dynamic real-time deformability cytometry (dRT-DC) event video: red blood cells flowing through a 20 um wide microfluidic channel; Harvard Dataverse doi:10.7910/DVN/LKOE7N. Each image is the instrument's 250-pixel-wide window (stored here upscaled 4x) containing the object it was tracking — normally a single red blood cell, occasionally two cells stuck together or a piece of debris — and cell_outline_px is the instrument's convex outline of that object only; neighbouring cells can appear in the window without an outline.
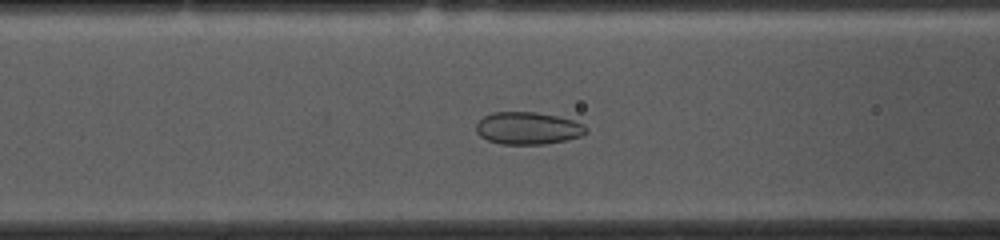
{"species": "common noctule bat (a hibernating species)", "species_latin": "Nyctalus noctula", "temperature_condition": "cold", "stored_images_in_passage": 53, "camera_frame_rate_fps": 3000, "um_per_image_px": 0.085, "animal": {"sex": "female", "body_mass_g": 10.0, "forearm_length_mm": 53.1}, "frame": {"image": 1, "passage_image": 20, "time_ms": 6.333, "image_size_px": [1000, 240], "cell_outline_px": [[588, 132], [580, 136], [564, 140], [544, 144], [500, 144], [488, 140], [480, 136], [476, 132], [476, 124], [484, 116], [492, 112], [536, 112], [556, 116], [572, 120], [584, 124], [588, 128]], "centroid_in_image_um": [44.86, 10.9], "position_along_channel_um": 121.7, "area_um2": 20.69}}
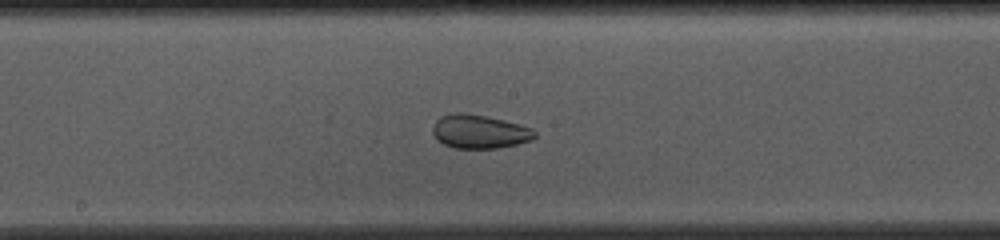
{"frame": {"image": 2, "passage_image": 27, "time_ms": 8.667, "image_size_px": [1000, 240], "cell_outline_px": [[536, 136], [532, 140], [516, 144], [496, 148], [452, 148], [444, 144], [432, 132], [432, 128], [436, 120], [440, 116], [456, 112], [460, 112], [484, 116], [504, 120], [520, 124], [532, 128], [536, 132]], "centroid_in_image_um": [40.77, 11.18], "position_along_channel_um": 207.4, "area_um2": 19.94}}
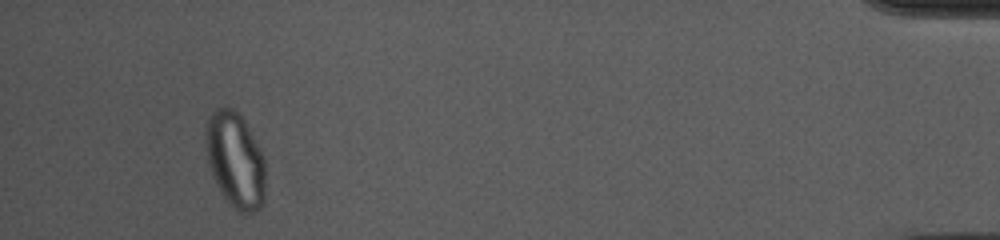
{"frame": {"image": 3, "passage_image": 50, "time_ms": 16.333, "image_size_px": [1000, 240], "cell_outline_px": [[264, 200], [260, 208], [256, 212], [240, 212], [224, 196], [216, 184], [208, 164], [204, 136], [208, 120], [212, 112], [216, 108], [232, 108], [240, 112], [260, 148], [264, 156]], "centroid_in_image_um": [20.0, 13.57], "position_along_channel_um": 415.2, "area_um2": 33.18}}